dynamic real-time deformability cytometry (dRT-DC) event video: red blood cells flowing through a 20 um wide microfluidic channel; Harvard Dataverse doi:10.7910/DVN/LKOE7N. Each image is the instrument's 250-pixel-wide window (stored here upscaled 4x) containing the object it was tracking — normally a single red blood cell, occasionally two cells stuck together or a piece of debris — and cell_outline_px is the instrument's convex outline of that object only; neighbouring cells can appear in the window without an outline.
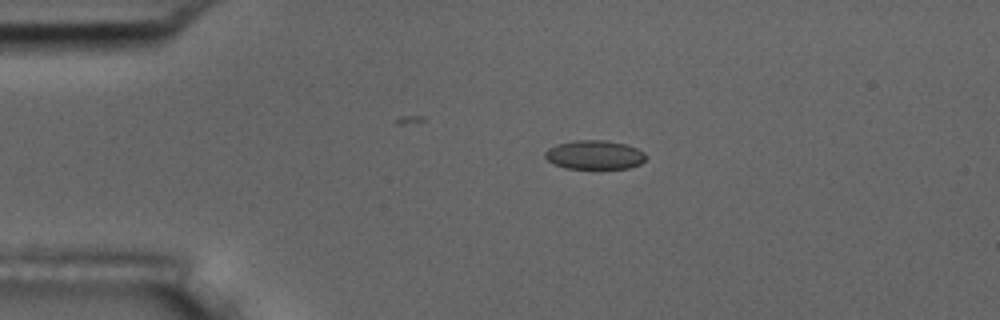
{"species": "common noctule bat (a hibernating species)", "species_latin": "Nyctalus noctula", "temperature_condition": "room temperature", "stored_images_in_passage": 2, "camera_frame_rate_fps": 3000, "um_per_image_px": 0.085, "animal": {"sex": "male", "body_mass_g": 17.5, "forearm_length_mm": 52.3}, "frame": {"image": 1, "passage_image": 1, "time_ms": 0.0, "image_size_px": [1000, 320], "cell_outline_px": [[648, 156], [640, 164], [628, 168], [600, 172], [564, 168], [552, 164], [544, 156], [544, 152], [548, 148], [556, 144], [576, 140], [604, 140], [624, 144], [636, 148], [644, 152]], "centroid_in_image_um": [50.52, 13.22], "position_along_channel_um": 34.5, "area_um2": 17.98}}